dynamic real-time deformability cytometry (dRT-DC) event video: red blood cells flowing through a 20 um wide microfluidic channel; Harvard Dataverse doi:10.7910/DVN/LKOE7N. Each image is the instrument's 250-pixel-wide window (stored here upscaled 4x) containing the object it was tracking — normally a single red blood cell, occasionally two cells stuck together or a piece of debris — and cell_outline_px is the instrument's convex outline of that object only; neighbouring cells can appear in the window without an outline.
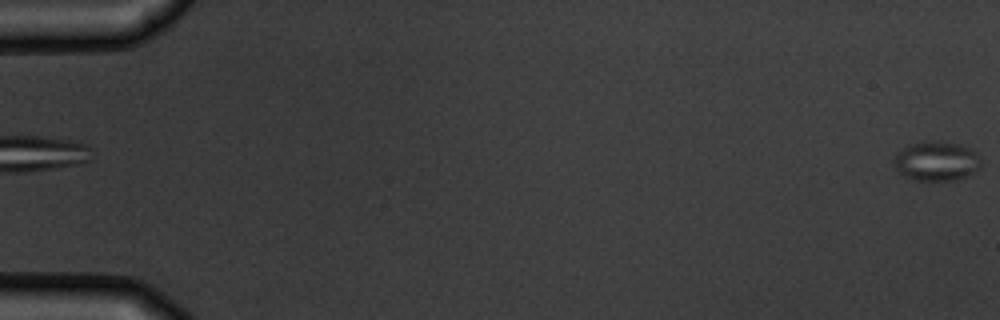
{"species": "common noctule bat (a hibernating species)", "species_latin": "Nyctalus noctula", "temperature_condition": "warm", "stored_images_in_passage": 6, "camera_frame_rate_fps": 3000, "um_per_image_px": 0.085, "animal": {"sex": "male", "body_mass_g": 19.5, "forearm_length_mm": 54.6}, "frame": {"image": 1, "passage_image": 6, "time_ms": 5.667, "image_size_px": [1000, 320], "cell_outline_px": [[980, 168], [964, 176], [952, 180], [924, 184], [912, 180], [904, 176], [896, 168], [892, 160], [896, 152], [908, 144], [924, 140], [940, 140], [960, 144], [972, 148], [980, 156]], "centroid_in_image_um": [79.55, 13.7], "position_along_channel_um": 5.5, "area_um2": 20.98}}